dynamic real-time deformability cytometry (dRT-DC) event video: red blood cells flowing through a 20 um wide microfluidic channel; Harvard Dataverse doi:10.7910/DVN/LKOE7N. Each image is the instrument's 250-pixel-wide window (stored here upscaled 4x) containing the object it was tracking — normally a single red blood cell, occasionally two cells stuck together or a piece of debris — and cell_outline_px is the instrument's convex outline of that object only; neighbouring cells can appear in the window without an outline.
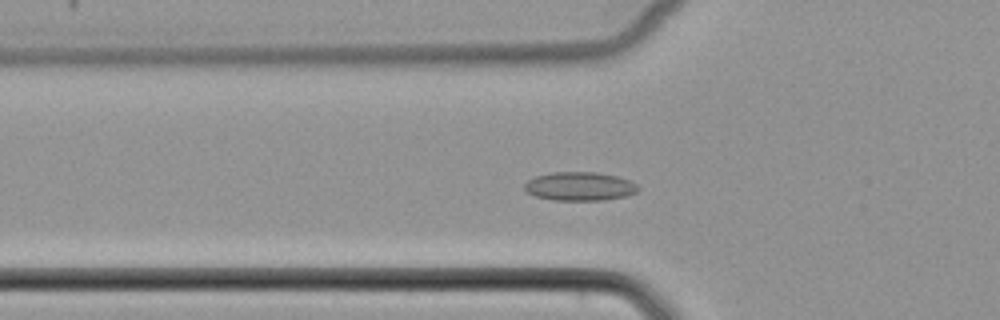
{"species": "common noctule bat (a hibernating species)", "species_latin": "Nyctalus noctula", "temperature_condition": "cold", "stored_images_in_passage": 53, "camera_frame_rate_fps": 3000, "um_per_image_px": 0.085, "animal": {"sex": "female", "body_mass_g": 22.7, "forearm_length_mm": 54.2}, "frame": {"image": 1, "passage_image": 19, "time_ms": 6.0, "image_size_px": [1000, 320], "cell_outline_px": [[640, 188], [636, 192], [624, 196], [604, 200], [552, 200], [536, 196], [528, 192], [524, 188], [524, 184], [528, 180], [536, 176], [552, 172], [596, 172], [616, 176], [628, 180], [636, 184]], "centroid_in_image_um": [49.26, 15.83], "position_along_channel_um": 76.5, "area_um2": 18.84}}
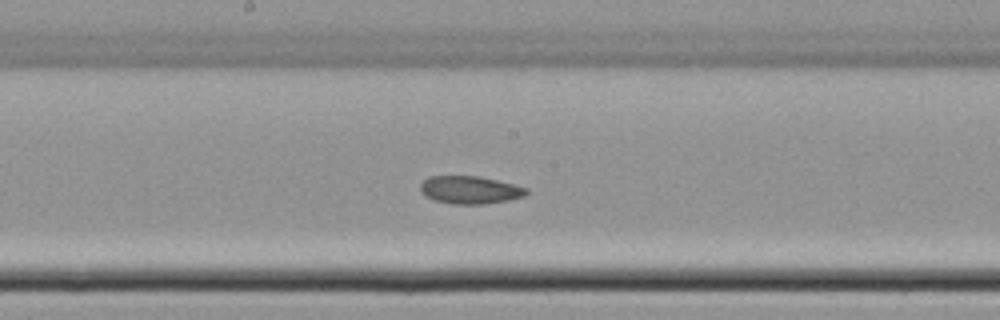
{"frame": {"image": 2, "passage_image": 29, "time_ms": 9.333, "image_size_px": [1000, 320], "cell_outline_px": [[528, 192], [524, 196], [508, 200], [484, 204], [452, 204], [436, 200], [424, 196], [420, 192], [420, 184], [428, 176], [480, 176], [528, 188]], "centroid_in_image_um": [39.92, 16.14], "position_along_channel_um": 208.3, "area_um2": 17.17}}
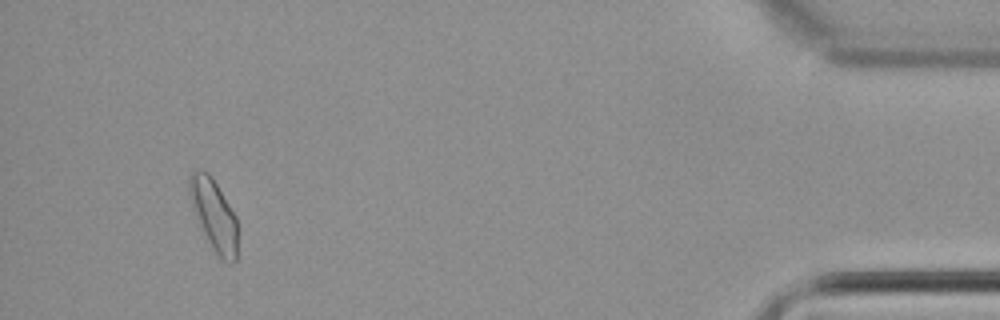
{"frame": {"image": 3, "passage_image": 50, "time_ms": 16.333, "image_size_px": [1000, 320], "cell_outline_px": [[236, 260], [232, 264], [228, 264], [216, 252], [208, 240], [200, 224], [188, 192], [188, 176], [192, 172], [200, 168], [208, 172], [216, 184], [236, 216]], "centroid_in_image_um": [18.17, 18.22], "position_along_channel_um": 417.0, "area_um2": 19.36}}